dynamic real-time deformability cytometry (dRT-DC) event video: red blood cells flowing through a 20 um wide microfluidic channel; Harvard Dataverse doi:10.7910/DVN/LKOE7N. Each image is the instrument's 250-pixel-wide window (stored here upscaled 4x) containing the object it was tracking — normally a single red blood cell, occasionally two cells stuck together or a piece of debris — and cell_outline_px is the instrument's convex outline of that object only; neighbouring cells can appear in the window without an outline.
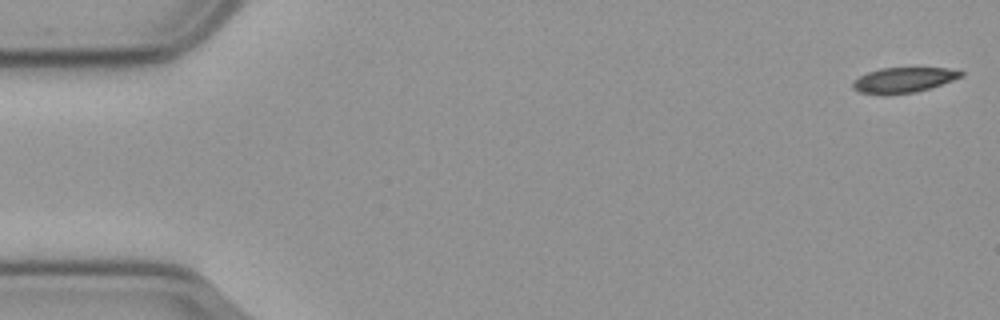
{"species": "common noctule bat (a hibernating species)", "species_latin": "Nyctalus noctula", "temperature_condition": "cold", "stored_images_in_passage": 57, "camera_frame_rate_fps": 3000, "um_per_image_px": 0.085, "animal": {"sex": "male", "body_mass_g": 23.1, "forearm_length_mm": 52.7}, "frame": {"image": 1, "passage_image": 1, "time_ms": 0.0, "image_size_px": [1000, 320], "cell_outline_px": [[964, 76], [916, 92], [884, 96], [860, 92], [852, 88], [852, 80], [868, 72], [880, 68], [948, 68], [964, 72]], "centroid_in_image_um": [76.75, 6.81], "position_along_channel_um": 8.3, "area_um2": 16.01}}
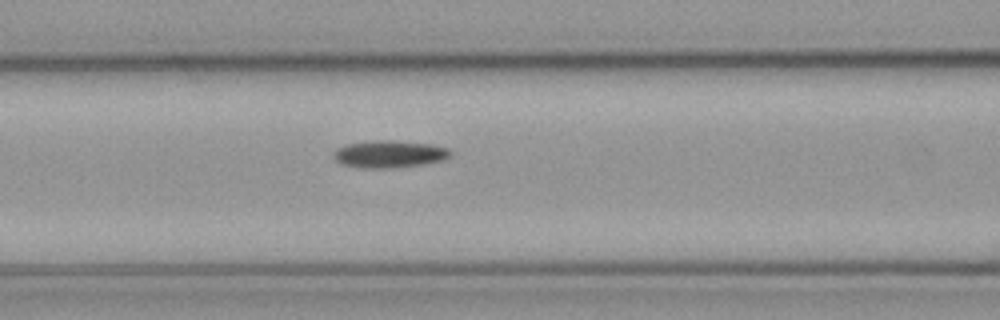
{"frame": {"image": 2, "passage_image": 23, "time_ms": 7.333, "image_size_px": [1000, 320], "cell_outline_px": [[452, 152], [448, 156], [440, 160], [420, 164], [392, 168], [364, 168], [344, 164], [336, 160], [332, 156], [332, 152], [336, 148], [348, 144], [372, 140], [392, 140], [432, 144], [448, 148]], "centroid_in_image_um": [33.05, 13.08], "position_along_channel_um": 133.6, "area_um2": 18.38}}
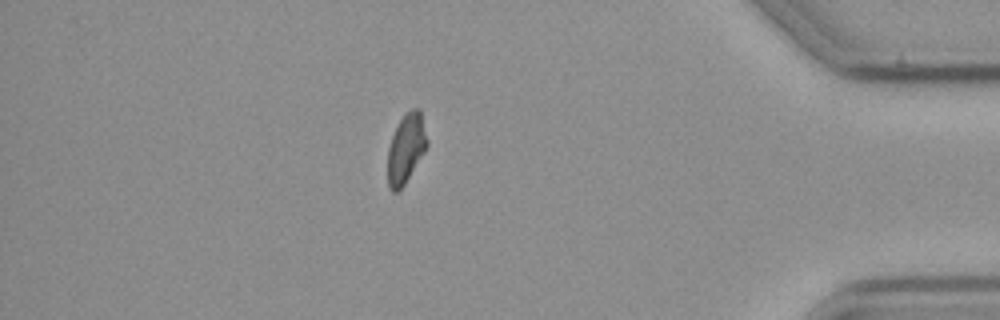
{"frame": {"image": 3, "passage_image": 49, "time_ms": 16.0, "image_size_px": [1000, 320], "cell_outline_px": [[428, 144], [424, 152], [404, 184], [396, 192], [392, 192], [388, 188], [388, 148], [392, 136], [404, 112], [412, 108], [420, 108], [428, 140]], "centroid_in_image_um": [34.51, 12.58], "position_along_channel_um": 400.7, "area_um2": 15.84}}